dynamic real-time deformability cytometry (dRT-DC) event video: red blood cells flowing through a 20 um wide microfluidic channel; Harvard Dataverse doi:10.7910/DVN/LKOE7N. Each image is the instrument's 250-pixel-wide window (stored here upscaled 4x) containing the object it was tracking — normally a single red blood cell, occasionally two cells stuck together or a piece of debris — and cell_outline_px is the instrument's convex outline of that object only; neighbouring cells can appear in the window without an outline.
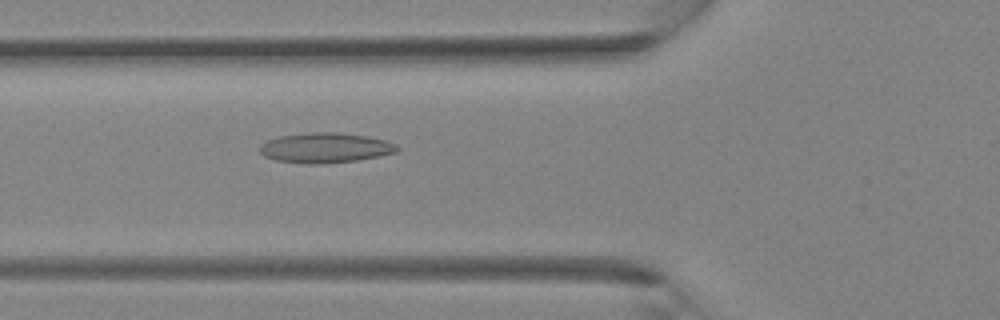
{"species": "Egyptian fruit bat (a non-hibernating species)", "species_latin": "Rousettus aegyptiacus", "temperature_condition": "room temperature", "stored_images_in_passage": 27, "camera_frame_rate_fps": 3000, "um_per_image_px": 0.085, "animal": {"sex": "female"}, "frame": {"image": 1, "passage_image": 5, "time_ms": 1.333, "image_size_px": [1000, 320], "cell_outline_px": [[400, 148], [396, 152], [380, 156], [356, 160], [320, 164], [312, 164], [276, 160], [264, 156], [260, 152], [260, 144], [268, 140], [280, 136], [308, 132], [340, 132], [364, 136], [384, 140], [396, 144]], "centroid_in_image_um": [27.64, 12.56], "position_along_channel_um": 98.2, "area_um2": 23.93}}
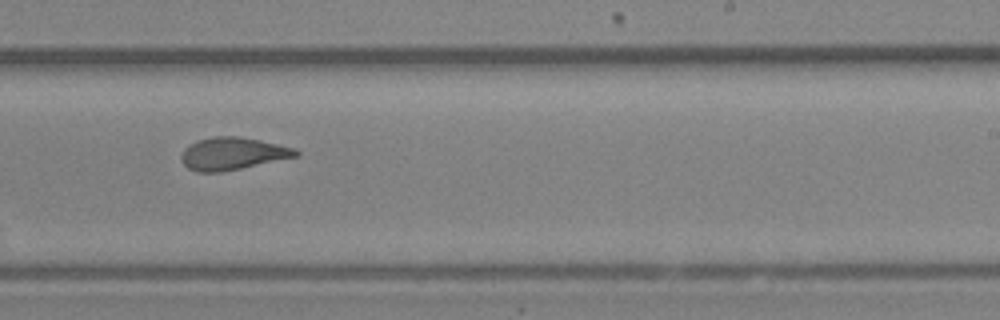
{"frame": {"image": 2, "passage_image": 14, "time_ms": 4.333, "image_size_px": [1000, 320], "cell_outline_px": [[300, 156], [220, 172], [196, 172], [188, 168], [180, 160], [180, 156], [184, 148], [196, 140], [212, 136], [240, 136], [260, 140], [296, 148], [300, 152]], "centroid_in_image_um": [19.76, 13.05], "position_along_channel_um": 269.2, "area_um2": 21.85}}
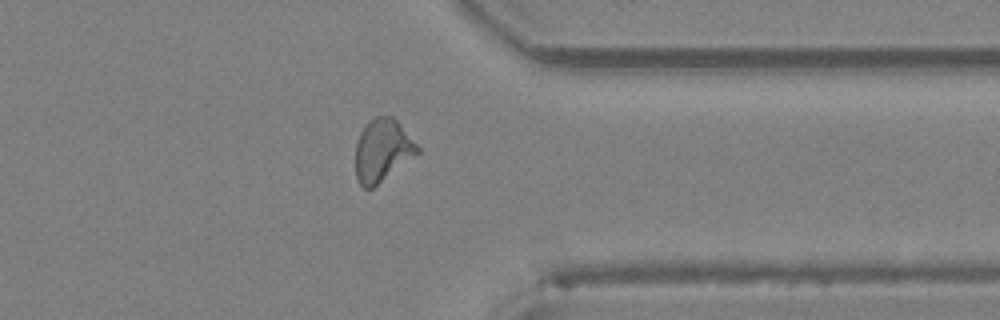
{"frame": {"image": 3, "passage_image": 20, "time_ms": 6.333, "image_size_px": [1000, 320], "cell_outline_px": [[420, 152], [372, 188], [364, 188], [356, 180], [356, 140], [360, 132], [376, 116], [392, 116], [400, 124], [420, 148]], "centroid_in_image_um": [32.5, 12.79], "position_along_channel_um": 378.9, "area_um2": 22.2}}